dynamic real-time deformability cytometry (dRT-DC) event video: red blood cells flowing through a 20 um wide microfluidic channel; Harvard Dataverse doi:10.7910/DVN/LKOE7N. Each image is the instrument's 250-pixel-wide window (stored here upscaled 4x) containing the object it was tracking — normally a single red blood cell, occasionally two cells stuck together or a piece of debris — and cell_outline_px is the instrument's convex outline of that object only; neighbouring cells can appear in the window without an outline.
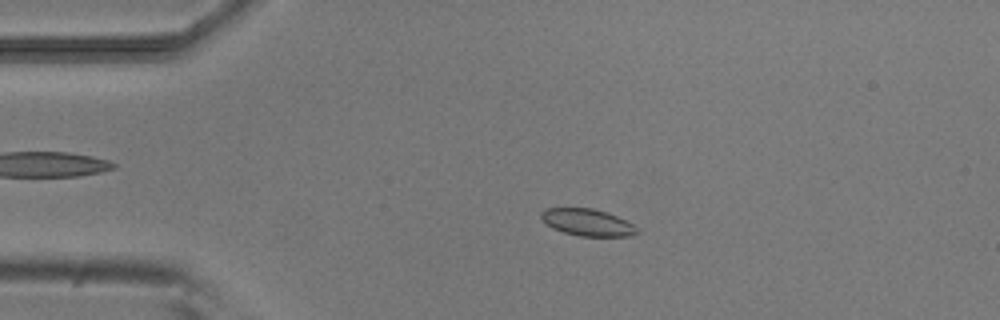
{"species": "common noctule bat (a hibernating species)", "species_latin": "Nyctalus noctula", "temperature_condition": "room temperature", "stored_images_in_passage": 32, "camera_frame_rate_fps": 3000, "um_per_image_px": 0.085, "animal": {"sex": "male", "body_mass_g": 20.5, "forearm_length_mm": 52.5}, "frame": {"image": 1, "passage_image": 11, "time_ms": 3.333, "image_size_px": [1000, 320], "cell_outline_px": [[640, 232], [632, 236], [580, 236], [564, 232], [552, 228], [540, 216], [540, 212], [544, 208], [592, 208], [608, 212], [632, 224]], "centroid_in_image_um": [49.93, 18.9], "position_along_channel_um": 35.1, "area_um2": 14.97}}
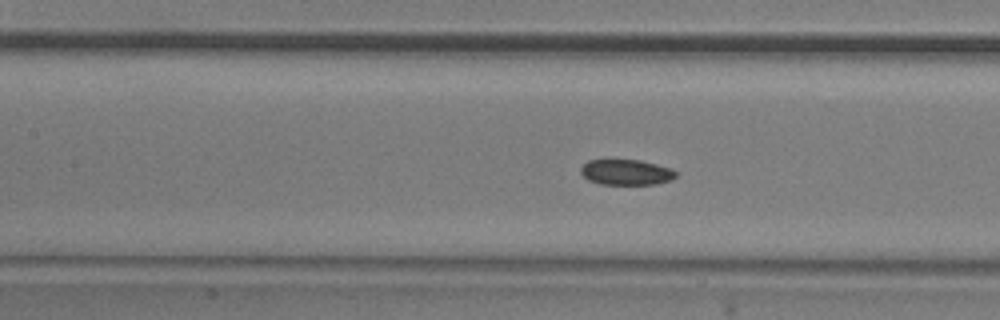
{"frame": {"image": 2, "passage_image": 23, "time_ms": 7.333, "image_size_px": [1000, 320], "cell_outline_px": [[676, 176], [672, 180], [656, 184], [600, 184], [588, 180], [580, 172], [580, 168], [588, 160], [640, 160], [672, 168], [676, 172]], "centroid_in_image_um": [53.24, 14.64], "position_along_channel_um": 154.2, "area_um2": 14.16}}
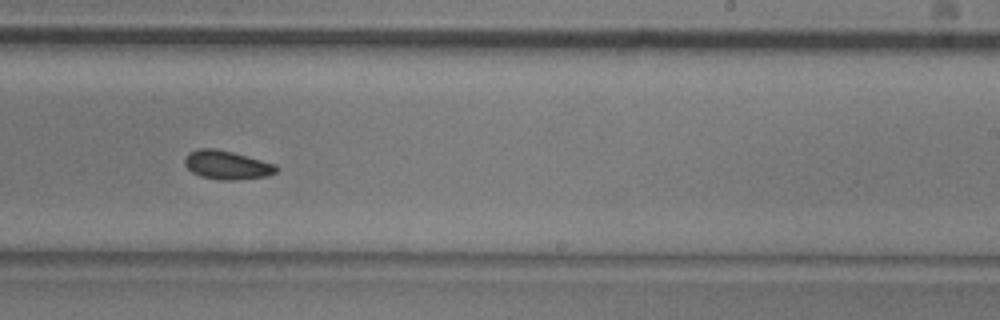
{"frame": {"image": 3, "passage_image": 32, "time_ms": 10.333, "image_size_px": [1000, 320], "cell_outline_px": [[276, 172], [268, 176], [236, 180], [220, 180], [200, 176], [192, 172], [184, 164], [184, 160], [188, 152], [196, 148], [216, 148], [232, 152], [276, 164]], "centroid_in_image_um": [19.25, 14.02], "position_along_channel_um": 269.7, "area_um2": 15.37}}